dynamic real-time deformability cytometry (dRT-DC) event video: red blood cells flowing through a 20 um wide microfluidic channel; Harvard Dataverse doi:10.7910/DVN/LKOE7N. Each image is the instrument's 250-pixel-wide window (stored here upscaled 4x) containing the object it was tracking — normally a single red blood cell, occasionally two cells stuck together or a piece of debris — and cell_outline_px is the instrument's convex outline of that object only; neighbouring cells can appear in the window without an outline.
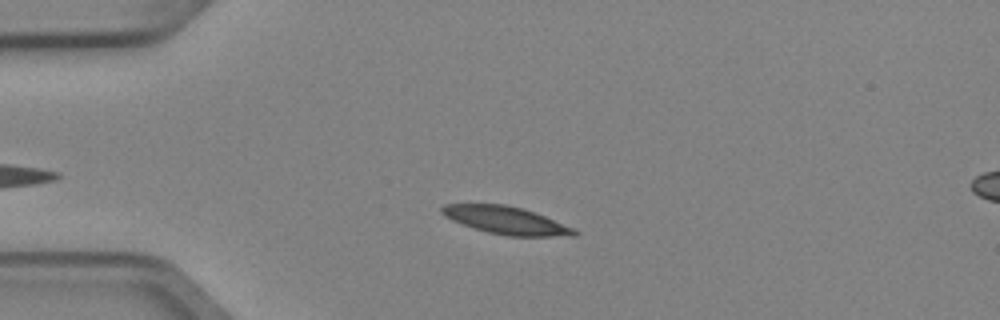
{"species": "Egyptian fruit bat (a non-hibernating species)", "species_latin": "Rousettus aegyptiacus", "temperature_condition": "cold", "stored_images_in_passage": 5, "segment_of_instrument_passage": [1, 2], "camera_frame_rate_fps": 3000, "um_per_image_px": 0.085, "animal": {"sex": "female"}, "frame": {"image": 1, "passage_image": 3, "time_ms": 0.667, "image_size_px": [1000, 320], "cell_outline_px": [[580, 232], [576, 236], [508, 236], [488, 232], [452, 220], [444, 216], [440, 212], [440, 208], [444, 204], [504, 204], [524, 208], [576, 228]], "centroid_in_image_um": [43.07, 18.72], "position_along_channel_um": 41.9, "area_um2": 21.39}}